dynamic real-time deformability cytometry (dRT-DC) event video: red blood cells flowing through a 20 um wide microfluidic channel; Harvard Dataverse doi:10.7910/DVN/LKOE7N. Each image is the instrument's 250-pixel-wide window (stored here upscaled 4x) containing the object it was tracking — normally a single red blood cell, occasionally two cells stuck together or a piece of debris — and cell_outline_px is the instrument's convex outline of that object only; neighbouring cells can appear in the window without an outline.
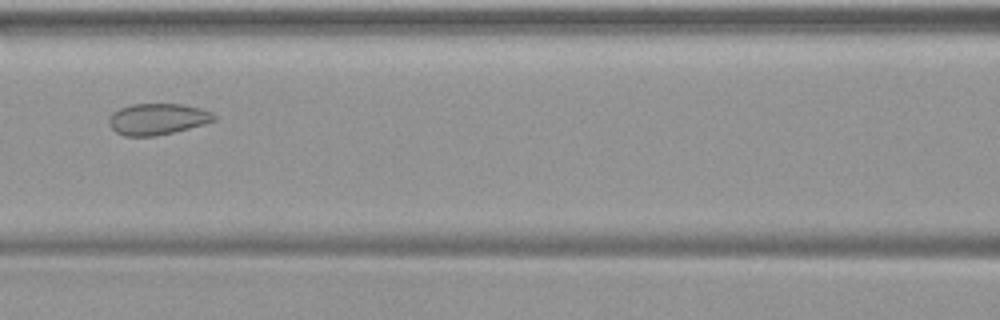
{"species": "common noctule bat (a hibernating species)", "species_latin": "Nyctalus noctula", "temperature_condition": "warm", "stored_images_in_passage": 50, "camera_frame_rate_fps": 3000, "um_per_image_px": 0.085, "animal": {"sex": "female", "body_mass_g": 19.9}, "frame": {"image": 1, "passage_image": 23, "time_ms": 7.333, "image_size_px": [1000, 320], "cell_outline_px": [[216, 120], [204, 124], [156, 136], [124, 136], [116, 132], [112, 128], [108, 120], [112, 112], [120, 108], [132, 104], [184, 104], [200, 108], [212, 112], [216, 116]], "centroid_in_image_um": [13.39, 10.11], "position_along_channel_um": 153.2, "area_um2": 19.13}}
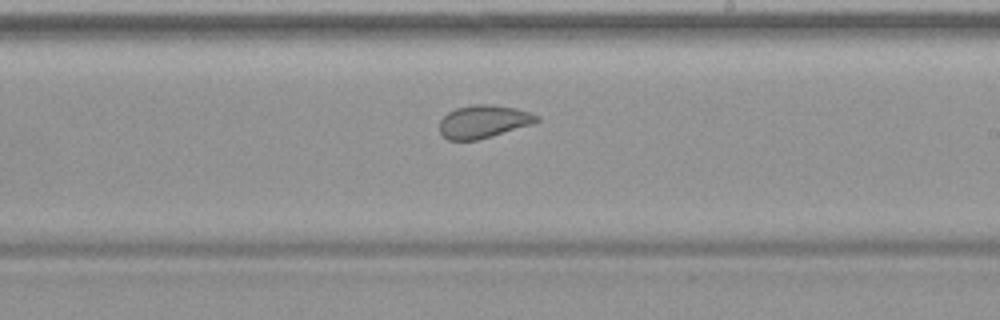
{"frame": {"image": 2, "passage_image": 30, "time_ms": 9.667, "image_size_px": [1000, 320], "cell_outline_px": [[540, 120], [536, 124], [492, 136], [476, 140], [448, 140], [440, 136], [440, 120], [448, 112], [456, 108], [476, 104], [488, 104], [516, 108], [540, 116]], "centroid_in_image_um": [41.12, 10.34], "position_along_channel_um": 247.9, "area_um2": 18.84}}
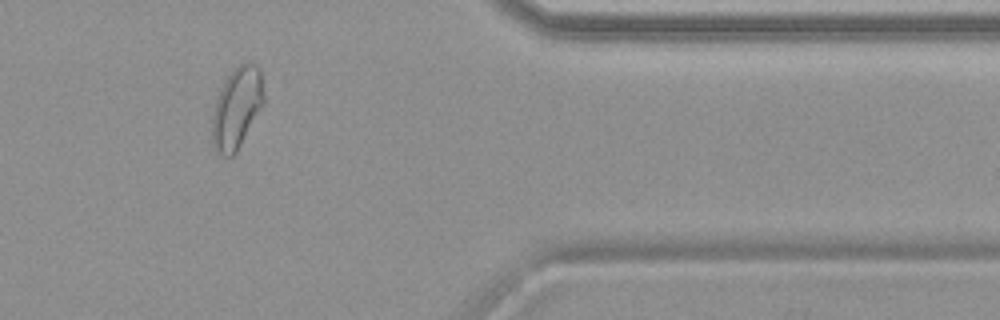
{"frame": {"image": 3, "passage_image": 42, "time_ms": 13.667, "image_size_px": [1000, 320], "cell_outline_px": [[264, 104], [236, 152], [232, 156], [224, 156], [216, 152], [212, 148], [212, 112], [220, 88], [224, 80], [240, 64], [248, 60], [256, 64], [260, 68], [264, 96]], "centroid_in_image_um": [20.12, 9.17], "position_along_channel_um": 391.3, "area_um2": 24.62}}